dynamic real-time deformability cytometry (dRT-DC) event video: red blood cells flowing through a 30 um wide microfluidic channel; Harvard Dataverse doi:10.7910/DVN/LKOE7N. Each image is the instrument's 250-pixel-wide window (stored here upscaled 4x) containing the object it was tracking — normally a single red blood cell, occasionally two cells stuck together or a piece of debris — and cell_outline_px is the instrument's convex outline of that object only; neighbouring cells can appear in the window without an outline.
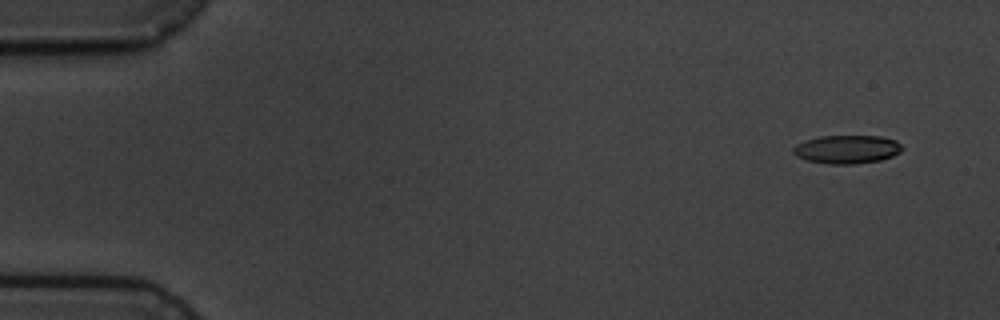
{"species": "common noctule bat (a hibernating species)", "species_latin": "Nyctalus noctula", "temperature_condition": "cold", "stored_images_in_passage": 5, "camera_frame_rate_fps": 3000, "um_per_image_px": 0.085, "animal": {"sex": "male", "body_mass_g": 19.5, "forearm_length_mm": 54.6}, "frame": {"image": 1, "passage_image": 2, "time_ms": 1.0, "image_size_px": [1000, 320], "cell_outline_px": [[904, 148], [900, 152], [892, 156], [880, 160], [856, 164], [828, 164], [808, 160], [796, 156], [792, 152], [792, 148], [796, 144], [804, 140], [820, 136], [880, 136], [896, 140]], "centroid_in_image_um": [71.98, 12.69], "position_along_channel_um": 13.0, "area_um2": 18.15}}
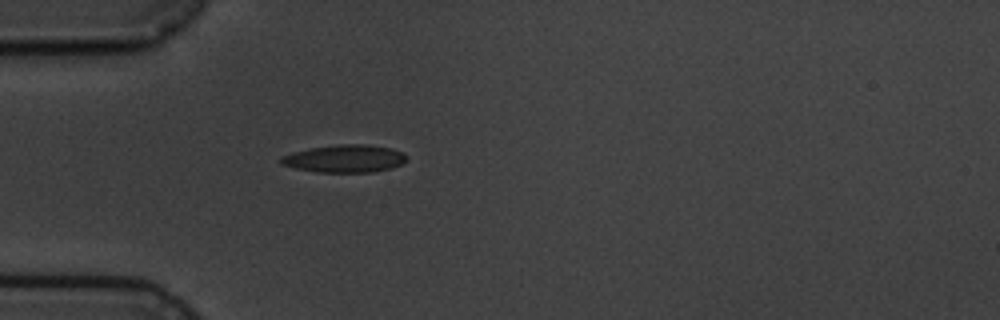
{"frame": {"image": 2, "passage_image": 5, "time_ms": 5.333, "image_size_px": [1000, 320], "cell_outline_px": [[408, 160], [392, 168], [372, 172], [316, 172], [296, 168], [280, 164], [280, 156], [292, 152], [312, 148], [340, 144], [364, 144], [392, 148], [404, 152], [408, 156]], "centroid_in_image_um": [29.33, 13.48], "position_along_channel_um": 55.7, "area_um2": 20.35}}